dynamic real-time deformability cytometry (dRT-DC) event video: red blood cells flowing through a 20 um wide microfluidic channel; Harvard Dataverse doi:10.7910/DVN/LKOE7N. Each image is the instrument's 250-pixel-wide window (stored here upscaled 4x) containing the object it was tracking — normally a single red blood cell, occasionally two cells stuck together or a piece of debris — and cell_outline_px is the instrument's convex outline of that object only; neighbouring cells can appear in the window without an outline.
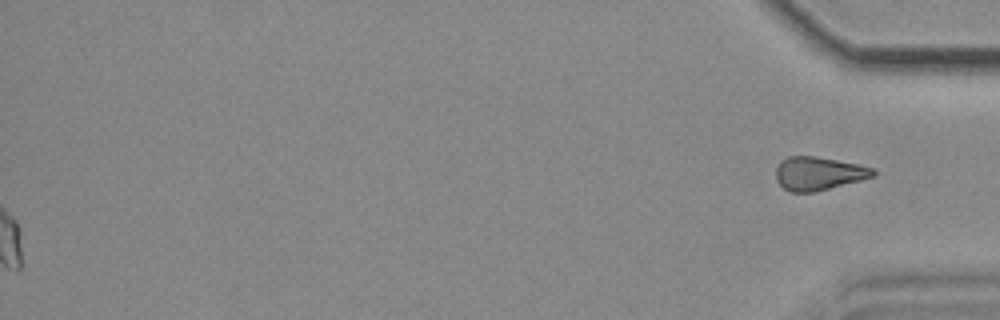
{"species": "common noctule bat (a hibernating species)", "species_latin": "Nyctalus noctula", "temperature_condition": "cold", "stored_images_in_passage": 52, "segment_of_instrument_passage": [2, 2], "camera_frame_rate_fps": 3000, "um_per_image_px": 0.085, "animal": {"sex": "female", "body_mass_g": 18.4}, "frame": {"image": 1, "passage_image": 52, "time_ms": 17.0, "image_size_px": [1000, 320], "cell_outline_px": [[876, 176], [816, 192], [788, 192], [776, 180], [776, 168], [780, 160], [788, 156], [816, 156], [860, 164], [876, 168]], "centroid_in_image_um": [69.6, 14.74], "position_along_channel_um": 365.6, "area_um2": 19.25}}